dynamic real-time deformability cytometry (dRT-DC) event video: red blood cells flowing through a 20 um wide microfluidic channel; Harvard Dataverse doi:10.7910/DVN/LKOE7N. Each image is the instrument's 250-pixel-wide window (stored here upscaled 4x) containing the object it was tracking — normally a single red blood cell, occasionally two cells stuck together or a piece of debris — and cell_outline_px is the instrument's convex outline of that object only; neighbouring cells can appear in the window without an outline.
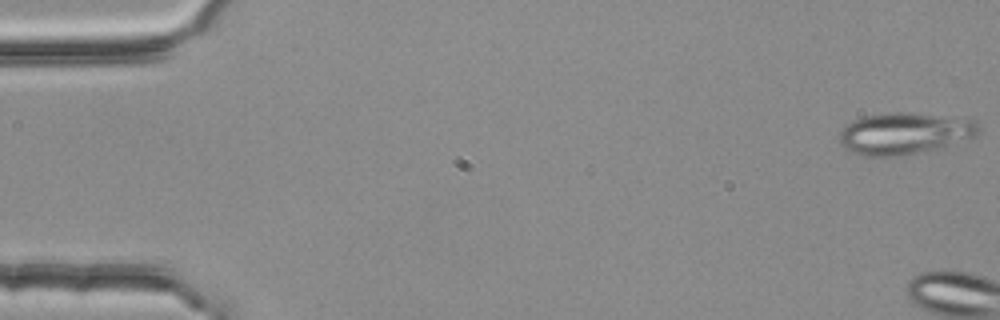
{"species": "common noctule bat (a hibernating species)", "species_latin": "Nyctalus noctula", "temperature_condition": "room temperature", "stored_images_in_passage": 5, "camera_frame_rate_fps": 3000, "um_per_image_px": 0.085, "animal": {"sex": "female", "body_mass_g": 25.1}, "frame": {"image": 1, "passage_image": 1, "time_ms": 0.0, "image_size_px": [1000, 320], "cell_outline_px": [[980, 128], [976, 136], [936, 148], [900, 156], [860, 156], [848, 152], [844, 148], [840, 140], [840, 132], [848, 124], [864, 116], [896, 112], [900, 112], [976, 120]], "centroid_in_image_um": [76.84, 11.36], "position_along_channel_um": 8.2, "area_um2": 33.18}}